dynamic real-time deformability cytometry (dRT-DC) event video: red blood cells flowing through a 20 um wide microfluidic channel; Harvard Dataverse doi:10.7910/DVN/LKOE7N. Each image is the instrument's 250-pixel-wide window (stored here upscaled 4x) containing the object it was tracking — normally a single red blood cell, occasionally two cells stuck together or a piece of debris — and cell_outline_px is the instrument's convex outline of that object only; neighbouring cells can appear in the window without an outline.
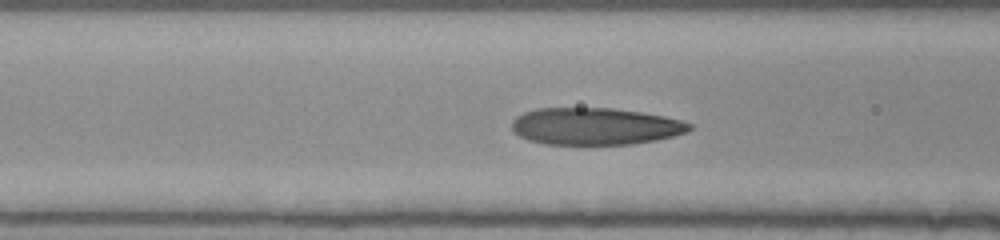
{"species": "human", "species_latin": "Homo sapiens", "temperature_condition": "room temperature", "stored_images_in_passage": 10, "camera_frame_rate_fps": 3000, "um_per_image_px": 0.085, "donor": {"sex": "female"}, "frame": {"image": 1, "passage_image": 5, "time_ms": 1.333, "image_size_px": [1000, 240], "cell_outline_px": [[692, 128], [688, 132], [656, 140], [632, 144], [544, 144], [528, 140], [520, 136], [512, 128], [512, 120], [516, 116], [524, 112], [536, 108], [612, 108], [640, 112], [664, 116], [680, 120], [692, 124]], "centroid_in_image_um": [50.58, 10.73], "position_along_channel_um": 116.0, "area_um2": 38.32}}
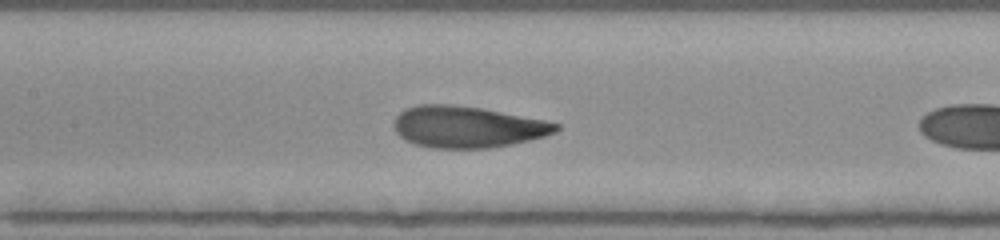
{"frame": {"image": 2, "passage_image": 9, "time_ms": 2.667, "image_size_px": [1000, 240], "cell_outline_px": [[560, 128], [556, 132], [544, 136], [512, 144], [488, 148], [432, 148], [416, 144], [404, 140], [396, 132], [392, 124], [396, 116], [404, 108], [416, 104], [452, 104], [480, 108], [544, 120], [560, 124]], "centroid_in_image_um": [39.67, 10.78], "position_along_channel_um": 167.7, "area_um2": 39.25}}